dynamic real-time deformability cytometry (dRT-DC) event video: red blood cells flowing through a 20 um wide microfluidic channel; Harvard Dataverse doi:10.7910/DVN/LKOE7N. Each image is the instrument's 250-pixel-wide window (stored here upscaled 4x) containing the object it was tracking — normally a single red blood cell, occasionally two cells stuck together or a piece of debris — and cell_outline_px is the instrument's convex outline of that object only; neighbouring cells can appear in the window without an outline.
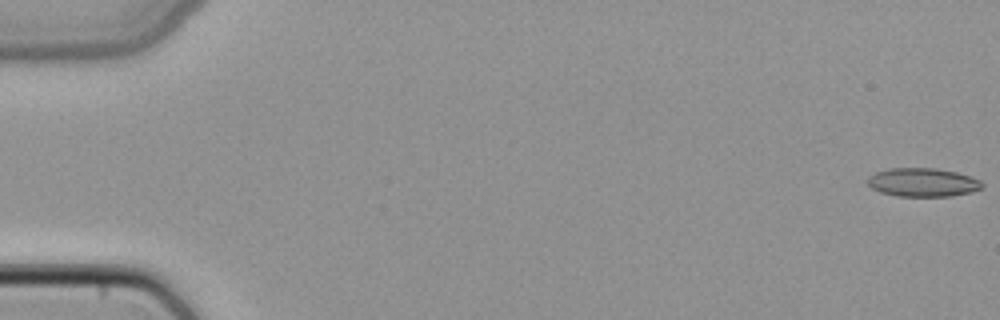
{"species": "common noctule bat (a hibernating species)", "species_latin": "Nyctalus noctula", "temperature_condition": "cold", "stored_images_in_passage": 50, "camera_frame_rate_fps": 3000, "um_per_image_px": 0.085, "animal": {"sex": "female", "body_mass_g": 22.7, "forearm_length_mm": 54.2}, "frame": {"image": 1, "passage_image": 1, "time_ms": 0.0, "image_size_px": [1000, 320], "cell_outline_px": [[984, 184], [980, 188], [972, 192], [952, 196], [896, 196], [880, 192], [872, 188], [868, 184], [868, 176], [876, 172], [888, 168], [936, 168], [956, 172], [972, 176], [980, 180]], "centroid_in_image_um": [78.44, 15.5], "position_along_channel_um": 6.6, "area_um2": 19.19}}
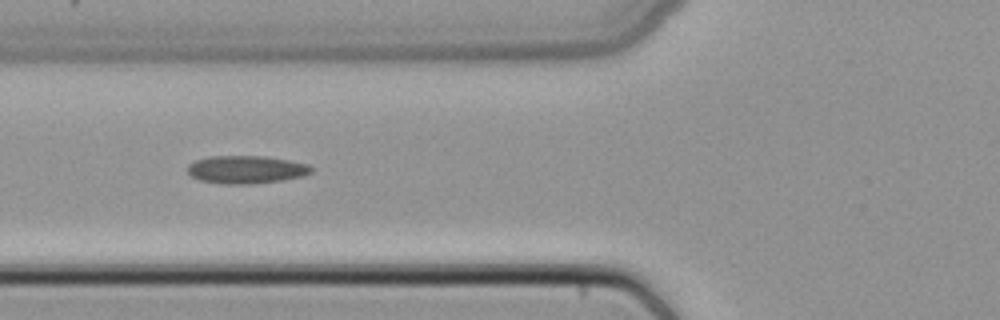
{"frame": {"image": 2, "passage_image": 20, "time_ms": 6.333, "image_size_px": [1000, 320], "cell_outline_px": [[312, 172], [304, 176], [284, 180], [252, 184], [224, 184], [200, 180], [192, 176], [188, 172], [188, 164], [196, 160], [208, 156], [264, 156], [288, 160], [308, 164], [312, 168]], "centroid_in_image_um": [20.94, 14.41], "position_along_channel_um": 104.9, "area_um2": 20.17}}
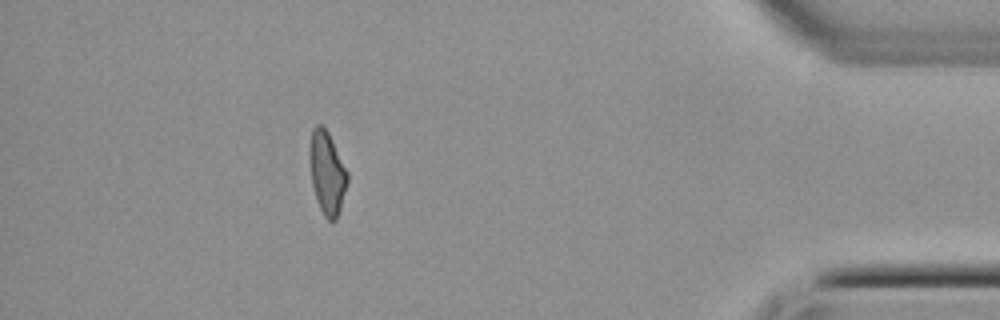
{"frame": {"image": 3, "passage_image": 45, "time_ms": 14.667, "image_size_px": [1000, 320], "cell_outline_px": [[348, 180], [340, 208], [336, 220], [332, 224], [324, 216], [316, 200], [312, 184], [308, 160], [308, 152], [312, 128], [316, 124], [320, 124], [328, 132], [348, 172]], "centroid_in_image_um": [27.77, 14.69], "position_along_channel_um": 407.4, "area_um2": 18.44}}